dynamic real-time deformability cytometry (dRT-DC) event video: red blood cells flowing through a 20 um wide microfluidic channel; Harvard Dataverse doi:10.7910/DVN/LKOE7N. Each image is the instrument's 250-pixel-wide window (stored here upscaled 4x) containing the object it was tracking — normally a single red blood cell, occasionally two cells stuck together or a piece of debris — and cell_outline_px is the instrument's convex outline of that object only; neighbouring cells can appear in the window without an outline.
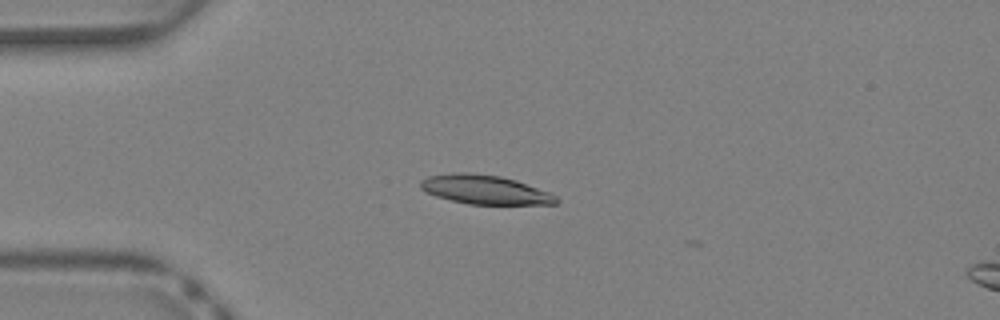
{"species": "Egyptian fruit bat (a non-hibernating species)", "species_latin": "Rousettus aegyptiacus", "temperature_condition": "warm", "stored_images_in_passage": 34, "camera_frame_rate_fps": 3000, "um_per_image_px": 0.085, "animal": {"sex": "female"}, "frame": {"image": 1, "passage_image": 4, "time_ms": 1.0, "image_size_px": [1000, 320], "cell_outline_px": [[560, 200], [556, 204], [468, 204], [436, 196], [424, 192], [420, 188], [420, 180], [428, 176], [452, 172], [468, 172], [500, 176], [516, 180], [548, 192], [556, 196]], "centroid_in_image_um": [41.18, 16.11], "position_along_channel_um": 43.8, "area_um2": 23.0}}
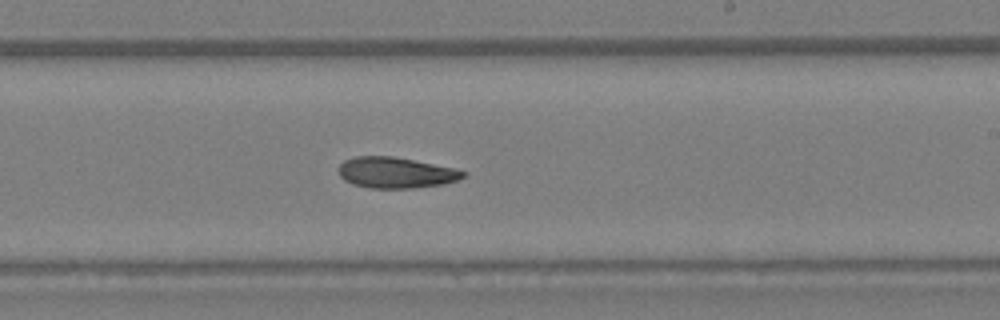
{"frame": {"image": 2, "passage_image": 18, "time_ms": 5.667, "image_size_px": [1000, 320], "cell_outline_px": [[464, 176], [456, 180], [444, 184], [412, 188], [372, 188], [352, 184], [344, 180], [340, 176], [336, 168], [344, 160], [352, 156], [392, 156], [452, 168], [464, 172]], "centroid_in_image_um": [33.54, 14.67], "position_along_channel_um": 255.5, "area_um2": 22.25}}
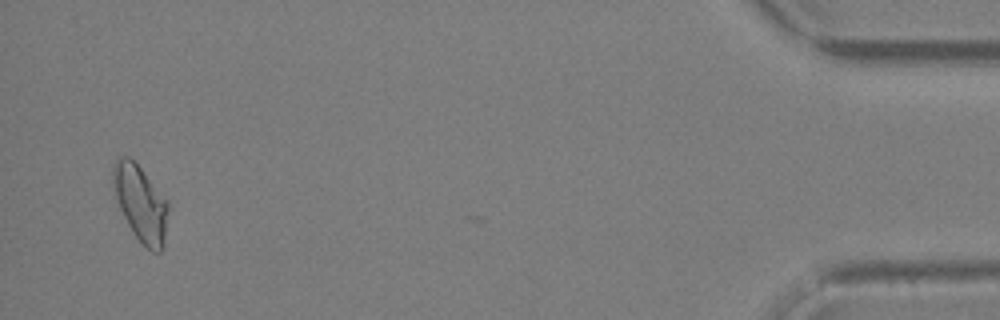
{"frame": {"image": 3, "passage_image": 33, "time_ms": 10.667, "image_size_px": [1000, 320], "cell_outline_px": [[168, 208], [164, 244], [160, 252], [152, 252], [136, 236], [128, 224], [120, 208], [116, 196], [112, 176], [112, 164], [120, 156], [128, 156], [140, 168], [168, 200]], "centroid_in_image_um": [11.96, 17.26], "position_along_channel_um": 423.2, "area_um2": 23.93}}